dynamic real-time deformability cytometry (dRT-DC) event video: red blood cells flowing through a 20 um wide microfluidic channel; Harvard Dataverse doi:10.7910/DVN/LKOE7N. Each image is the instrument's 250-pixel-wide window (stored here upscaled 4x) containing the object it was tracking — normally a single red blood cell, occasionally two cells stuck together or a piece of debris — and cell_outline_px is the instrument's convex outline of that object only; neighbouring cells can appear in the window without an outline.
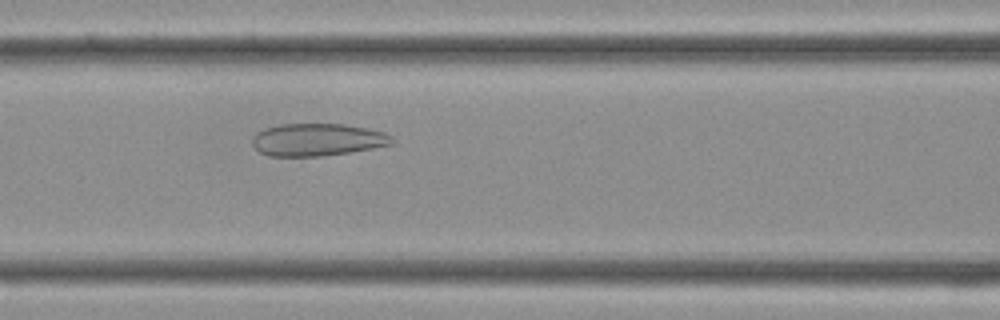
{"species": "Egyptian fruit bat (a non-hibernating species)", "species_latin": "Rousettus aegyptiacus", "temperature_condition": "cold", "stored_images_in_passage": 24, "camera_frame_rate_fps": 3000, "um_per_image_px": 0.085, "frame": {"image": 1, "passage_image": 5, "time_ms": 1.333, "image_size_px": [1000, 320], "cell_outline_px": [[396, 140], [392, 144], [372, 148], [348, 152], [320, 156], [268, 156], [260, 152], [252, 144], [252, 136], [256, 132], [264, 128], [280, 124], [344, 124], [368, 128], [384, 132], [392, 136]], "centroid_in_image_um": [26.97, 11.87], "position_along_channel_um": 139.6, "area_um2": 26.53}}
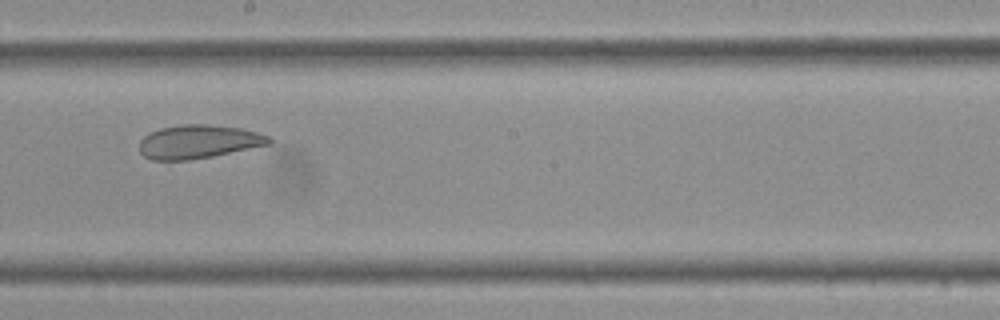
{"frame": {"image": 2, "passage_image": 10, "time_ms": 3.0, "image_size_px": [1000, 320], "cell_outline_px": [[272, 144], [212, 156], [188, 160], [152, 160], [144, 156], [140, 152], [140, 140], [144, 136], [160, 128], [180, 124], [208, 124], [240, 128], [256, 132], [268, 136], [272, 140]], "centroid_in_image_um": [16.87, 12.04], "position_along_channel_um": 231.3, "area_um2": 25.32}}
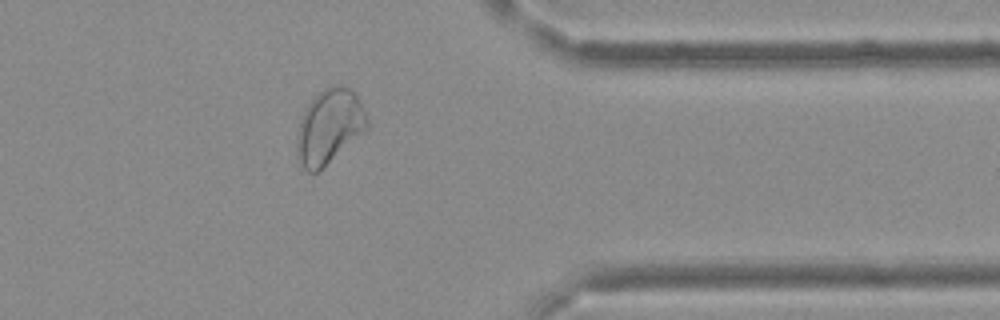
{"frame": {"image": 3, "passage_image": 19, "time_ms": 6.0, "image_size_px": [1000, 320], "cell_outline_px": [[368, 128], [364, 132], [316, 172], [308, 172], [300, 164], [296, 156], [296, 136], [300, 116], [308, 104], [324, 88], [336, 84], [340, 84], [356, 92], [364, 108], [368, 120]], "centroid_in_image_um": [27.97, 10.73], "position_along_channel_um": 383.4, "area_um2": 30.52}}